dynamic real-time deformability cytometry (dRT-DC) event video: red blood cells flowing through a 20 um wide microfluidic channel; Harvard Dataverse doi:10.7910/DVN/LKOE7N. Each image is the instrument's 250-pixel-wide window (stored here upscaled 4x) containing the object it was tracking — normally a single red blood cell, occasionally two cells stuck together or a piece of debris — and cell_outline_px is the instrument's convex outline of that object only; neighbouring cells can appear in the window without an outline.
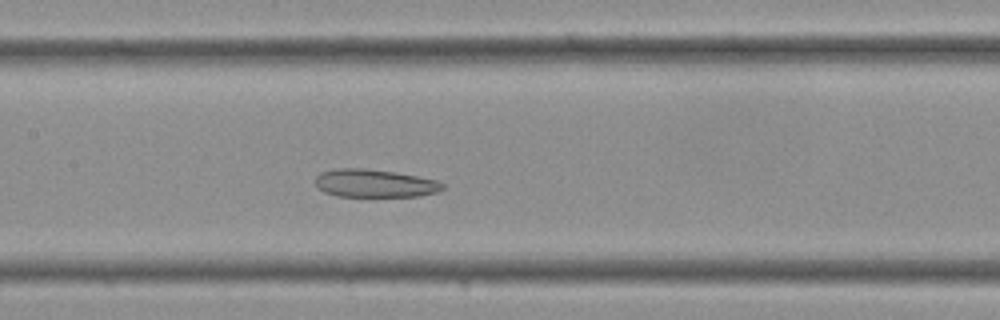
{"species": "Egyptian fruit bat (a non-hibernating species)", "species_latin": "Rousettus aegyptiacus", "temperature_condition": "cold", "stored_images_in_passage": 36, "segment_of_instrument_passage": [1, 2], "camera_frame_rate_fps": 3000, "um_per_image_px": 0.085, "frame": {"image": 1, "passage_image": 16, "time_ms": 5.0, "image_size_px": [1000, 320], "cell_outline_px": [[444, 188], [436, 192], [416, 196], [336, 196], [324, 192], [316, 188], [316, 176], [320, 172], [336, 168], [364, 168], [396, 172], [436, 180], [444, 184]], "centroid_in_image_um": [31.79, 15.57], "position_along_channel_um": 175.6, "area_um2": 20.75}}
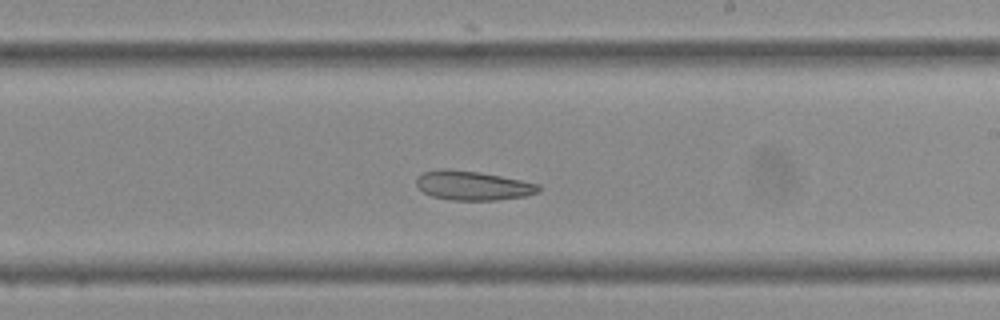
{"frame": {"image": 2, "passage_image": 20, "time_ms": 6.333, "image_size_px": [1000, 320], "cell_outline_px": [[540, 192], [524, 196], [496, 200], [452, 200], [432, 196], [424, 192], [416, 184], [416, 176], [424, 172], [440, 168], [448, 168], [480, 172], [540, 184]], "centroid_in_image_um": [40.17, 15.76], "position_along_channel_um": 248.8, "area_um2": 20.87}}
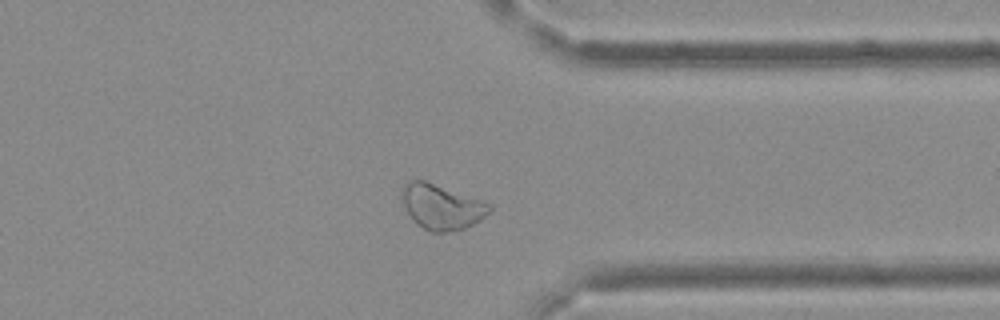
{"frame": {"image": 3, "passage_image": 27, "time_ms": 8.667, "image_size_px": [1000, 320], "cell_outline_px": [[492, 208], [480, 220], [464, 228], [448, 232], [432, 232], [416, 224], [412, 220], [404, 204], [400, 188], [408, 180], [424, 180], [492, 204]], "centroid_in_image_um": [37.51, 17.57], "position_along_channel_um": 373.9, "area_um2": 22.77}}